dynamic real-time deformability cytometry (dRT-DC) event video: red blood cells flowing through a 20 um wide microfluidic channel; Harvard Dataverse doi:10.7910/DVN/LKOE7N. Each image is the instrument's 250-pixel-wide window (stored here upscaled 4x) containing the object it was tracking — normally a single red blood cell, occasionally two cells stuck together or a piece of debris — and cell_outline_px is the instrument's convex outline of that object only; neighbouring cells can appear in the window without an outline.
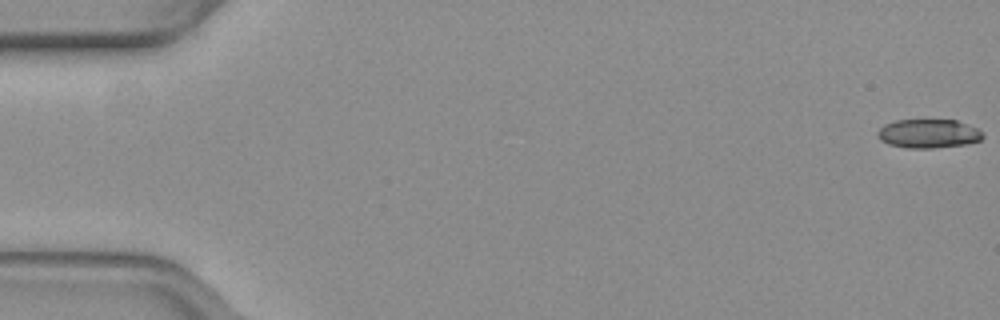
{"species": "common noctule bat (a hibernating species)", "species_latin": "Nyctalus noctula", "temperature_condition": "warm", "stored_images_in_passage": 55, "segment_of_instrument_passage": [1, 2], "camera_frame_rate_fps": 3000, "um_per_image_px": 0.085, "animal": {"sex": "female", "body_mass_g": 19.3, "forearm_length_mm": 54.1}, "frame": {"image": 1, "passage_image": 1, "time_ms": 0.0, "image_size_px": [1000, 320], "cell_outline_px": [[984, 136], [980, 140], [964, 144], [932, 148], [908, 148], [888, 144], [880, 140], [876, 136], [876, 132], [884, 124], [896, 120], [956, 120], [976, 128]], "centroid_in_image_um": [78.85, 11.35], "position_along_channel_um": 6.1, "area_um2": 17.57}}
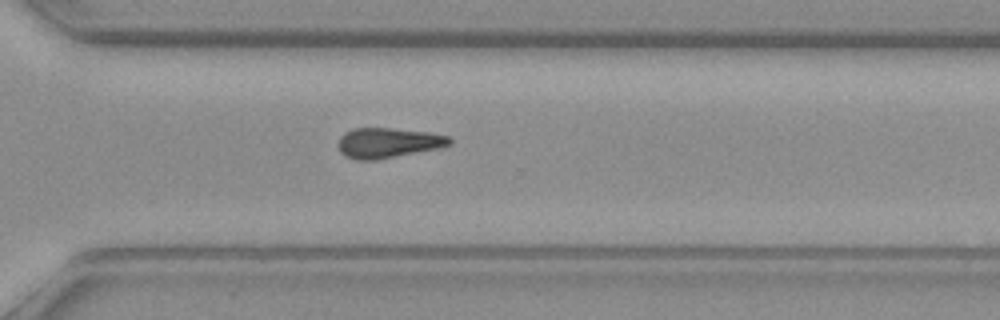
{"frame": {"image": 2, "passage_image": 39, "time_ms": 12.667, "image_size_px": [1000, 320], "cell_outline_px": [[452, 144], [440, 148], [376, 160], [356, 160], [344, 156], [340, 152], [340, 136], [344, 132], [352, 128], [392, 128], [428, 132], [448, 136], [452, 140]], "centroid_in_image_um": [32.99, 12.14], "position_along_channel_um": 337.6, "area_um2": 19.59}}
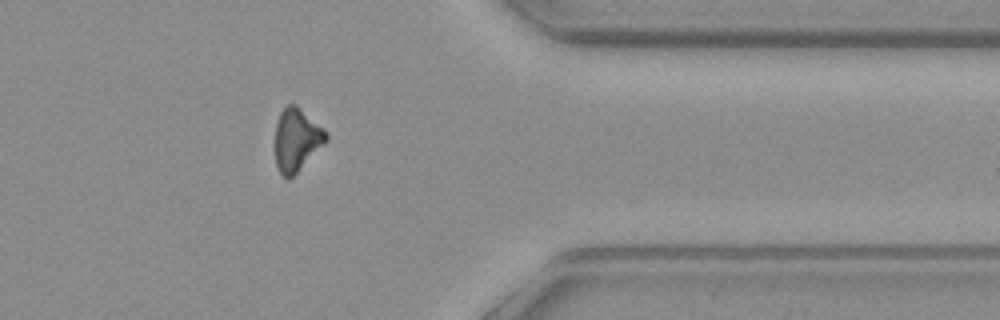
{"frame": {"image": 3, "passage_image": 44, "time_ms": 14.333, "image_size_px": [1000, 320], "cell_outline_px": [[328, 140], [288, 180], [280, 172], [276, 164], [272, 144], [276, 124], [280, 112], [288, 104], [296, 104], [324, 128], [328, 136]], "centroid_in_image_um": [25.17, 11.85], "position_along_channel_um": 386.2, "area_um2": 18.9}}